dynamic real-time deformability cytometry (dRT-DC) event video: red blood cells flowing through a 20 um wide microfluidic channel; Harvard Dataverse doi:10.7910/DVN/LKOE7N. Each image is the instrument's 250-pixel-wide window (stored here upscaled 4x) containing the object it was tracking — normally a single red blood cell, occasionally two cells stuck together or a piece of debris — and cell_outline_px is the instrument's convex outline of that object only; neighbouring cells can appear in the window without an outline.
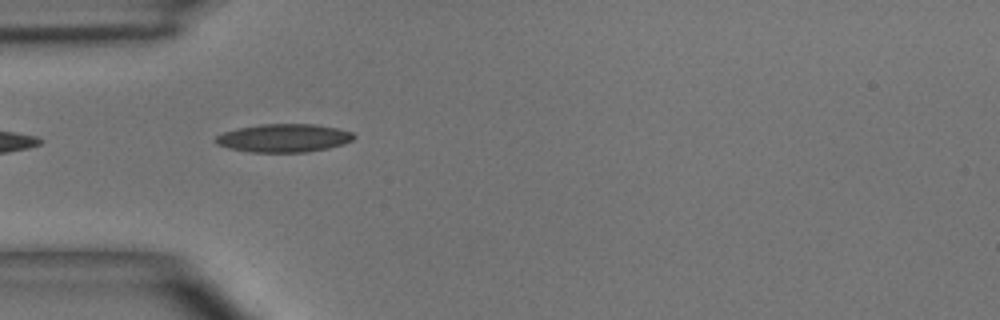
{"species": "common noctule bat (a hibernating species)", "species_latin": "Nyctalus noctula", "temperature_condition": "room temperature", "stored_images_in_passage": 6, "camera_frame_rate_fps": 3000, "um_per_image_px": 0.085, "animal": {"sex": "male", "body_mass_g": 15.6}, "frame": {"image": 1, "passage_image": 1, "time_ms": 0.0, "image_size_px": [1000, 320], "cell_outline_px": [[356, 136], [352, 140], [344, 144], [328, 148], [308, 152], [248, 152], [228, 148], [216, 144], [212, 140], [216, 136], [224, 132], [240, 128], [260, 124], [312, 124], [336, 128], [352, 132]], "centroid_in_image_um": [24.1, 11.74], "position_along_channel_um": 60.9, "area_um2": 22.77}}